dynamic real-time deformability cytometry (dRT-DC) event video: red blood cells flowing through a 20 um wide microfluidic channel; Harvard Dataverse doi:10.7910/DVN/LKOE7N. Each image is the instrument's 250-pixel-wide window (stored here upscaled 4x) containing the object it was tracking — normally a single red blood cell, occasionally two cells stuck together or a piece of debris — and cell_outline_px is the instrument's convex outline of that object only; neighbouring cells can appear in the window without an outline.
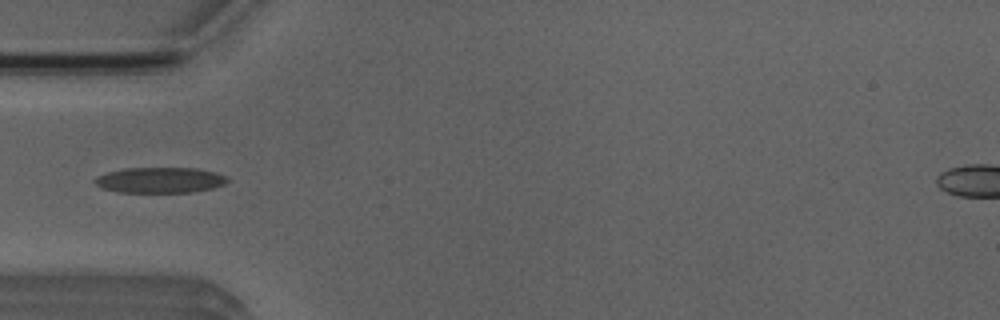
{"species": "Egyptian fruit bat (a non-hibernating species)", "species_latin": "Rousettus aegyptiacus", "temperature_condition": "room temperature", "stored_images_in_passage": 5, "camera_frame_rate_fps": 3000, "um_per_image_px": 0.085, "animal": {"sex": "male"}, "frame": {"image": 1, "passage_image": 5, "time_ms": 4.333, "image_size_px": [1000, 320], "cell_outline_px": [[228, 180], [224, 184], [212, 188], [192, 192], [116, 192], [104, 188], [96, 184], [92, 180], [96, 176], [108, 172], [124, 168], [196, 168], [216, 172], [228, 176]], "centroid_in_image_um": [13.6, 15.3], "position_along_channel_um": 71.4, "area_um2": 19.83}}